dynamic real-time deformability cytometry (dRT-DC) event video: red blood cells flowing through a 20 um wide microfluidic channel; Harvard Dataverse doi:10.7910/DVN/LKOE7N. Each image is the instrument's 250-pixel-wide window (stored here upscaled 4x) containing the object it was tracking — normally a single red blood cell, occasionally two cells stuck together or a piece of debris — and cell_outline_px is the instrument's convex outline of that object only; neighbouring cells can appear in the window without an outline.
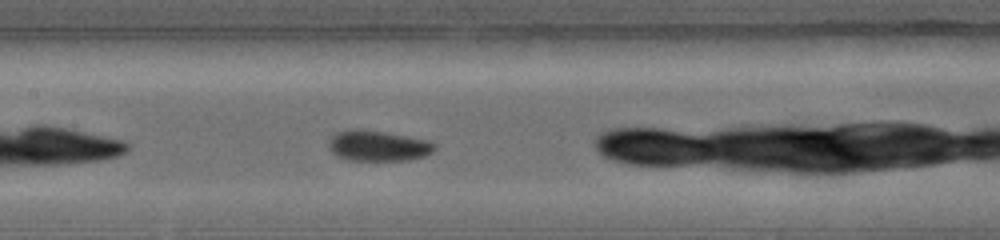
{"species": "common noctule bat (a hibernating species)", "species_latin": "Nyctalus noctula", "temperature_condition": "warm", "stored_images_in_passage": 23, "camera_frame_rate_fps": 5000, "um_per_image_px": 0.085, "animal": {"sex": "female", "body_mass_g": 19.0, "forearm_length_mm": 56.7}, "frame": {"image": 1, "passage_image": 17, "time_ms": 2.6, "image_size_px": [1000, 240], "cell_outline_px": [[436, 148], [432, 152], [424, 156], [408, 160], [344, 160], [336, 156], [328, 148], [328, 140], [336, 132], [352, 128], [360, 128], [388, 132], [428, 140], [436, 144]], "centroid_in_image_um": [32.09, 12.38], "position_along_channel_um": 175.3, "area_um2": 19.31}}
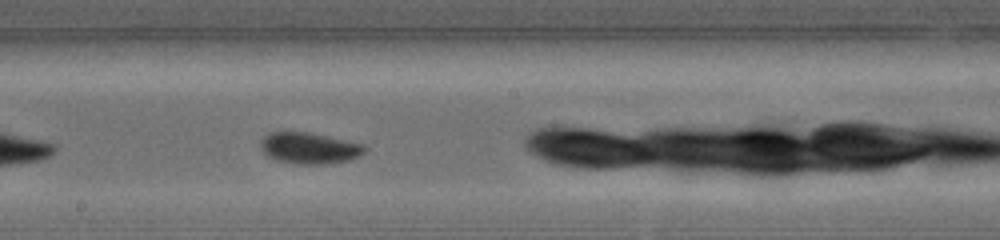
{"frame": {"image": 2, "passage_image": 23, "time_ms": 3.6, "image_size_px": [1000, 240], "cell_outline_px": [[368, 148], [360, 156], [348, 160], [324, 164], [292, 164], [276, 160], [268, 156], [260, 148], [260, 140], [268, 132], [308, 132], [328, 136], [364, 144]], "centroid_in_image_um": [26.28, 12.59], "position_along_channel_um": 221.9, "area_um2": 19.13}}